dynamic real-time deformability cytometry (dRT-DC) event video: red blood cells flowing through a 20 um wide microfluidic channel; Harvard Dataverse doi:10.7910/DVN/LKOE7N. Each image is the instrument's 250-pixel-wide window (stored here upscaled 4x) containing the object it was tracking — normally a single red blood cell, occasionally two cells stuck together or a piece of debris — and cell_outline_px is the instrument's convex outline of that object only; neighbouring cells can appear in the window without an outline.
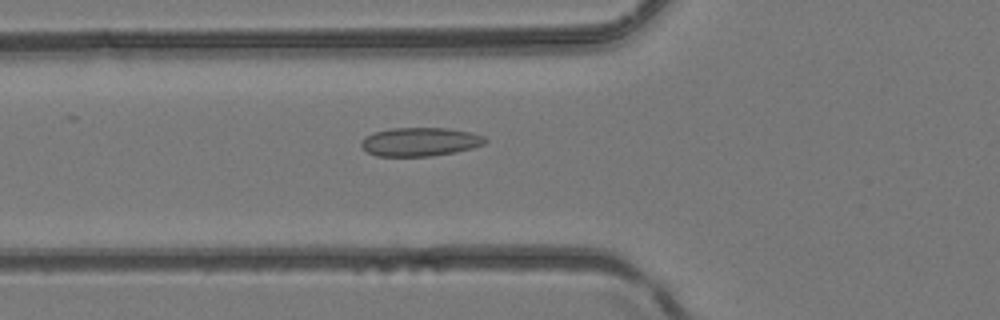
{"species": "common noctule bat (a hibernating species)", "species_latin": "Nyctalus noctula", "temperature_condition": "room temperature", "stored_images_in_passage": 32, "camera_frame_rate_fps": 3000, "um_per_image_px": 0.085, "animal": {"sex": "female", "body_mass_g": 24.6, "forearm_length_mm": 56.2}, "frame": {"image": 1, "passage_image": 5, "time_ms": 1.333, "image_size_px": [1000, 320], "cell_outline_px": [[488, 140], [484, 144], [472, 148], [456, 152], [432, 156], [376, 156], [368, 152], [360, 144], [360, 140], [364, 136], [372, 132], [392, 128], [448, 128], [472, 132], [484, 136]], "centroid_in_image_um": [35.7, 12.05], "position_along_channel_um": 90.1, "area_um2": 20.92}}
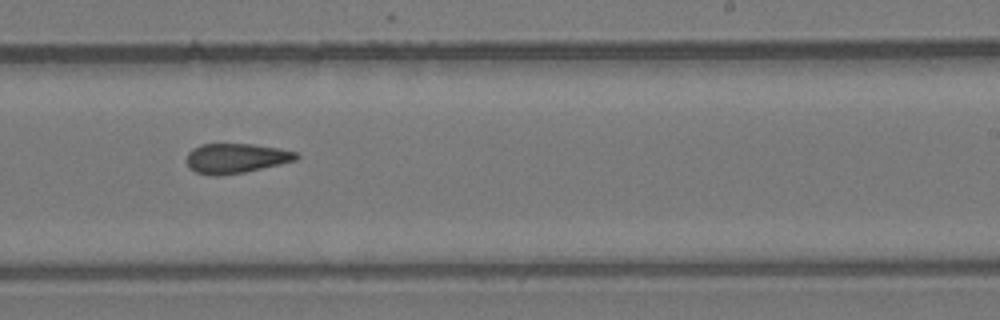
{"frame": {"image": 2, "passage_image": 16, "time_ms": 5.0, "image_size_px": [1000, 320], "cell_outline_px": [[300, 156], [296, 160], [280, 164], [244, 172], [216, 176], [212, 176], [196, 172], [188, 164], [188, 152], [192, 148], [200, 144], [252, 144], [280, 148], [296, 152]], "centroid_in_image_um": [20.07, 13.44], "position_along_channel_um": 268.9, "area_um2": 18.9}}
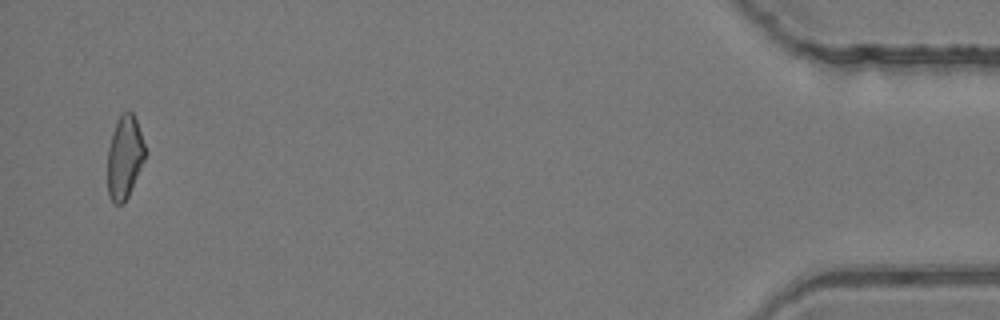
{"frame": {"image": 3, "passage_image": 31, "time_ms": 10.0, "image_size_px": [1000, 320], "cell_outline_px": [[144, 160], [128, 196], [124, 204], [112, 204], [108, 196], [108, 148], [112, 132], [120, 116], [128, 108], [132, 112], [136, 120], [144, 144]], "centroid_in_image_um": [10.56, 13.39], "position_along_channel_um": 424.6, "area_um2": 17.98}}